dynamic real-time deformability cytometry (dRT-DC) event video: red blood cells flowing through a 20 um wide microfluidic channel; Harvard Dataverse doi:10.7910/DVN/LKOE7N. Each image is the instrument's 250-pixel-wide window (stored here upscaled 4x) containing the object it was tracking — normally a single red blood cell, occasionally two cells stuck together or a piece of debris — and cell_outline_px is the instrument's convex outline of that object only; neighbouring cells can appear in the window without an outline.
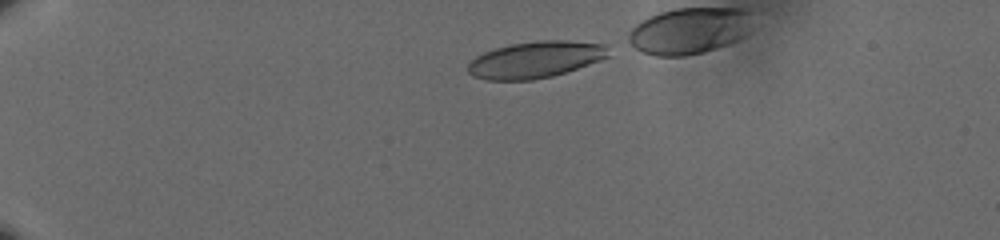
{"species": "human", "species_latin": "Homo sapiens", "temperature_condition": "cold", "stored_images_in_passage": 40, "camera_frame_rate_fps": 3000, "um_per_image_px": 0.085, "donor": {"sex": "male"}, "frame": {"image": 1, "passage_image": 1, "time_ms": 0.0, "image_size_px": [1000, 240], "cell_outline_px": [[608, 56], [600, 60], [552, 76], [532, 80], [484, 80], [472, 76], [468, 72], [468, 64], [476, 56], [484, 52], [496, 48], [512, 44], [536, 40], [568, 40], [604, 44]], "centroid_in_image_um": [45.46, 5.07], "position_along_channel_um": 39.5, "area_um2": 29.71}}
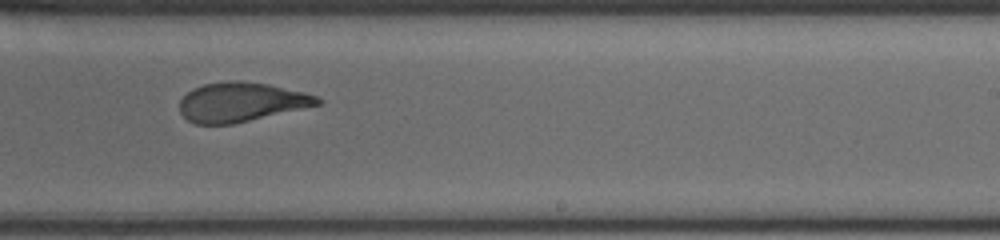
{"frame": {"image": 2, "passage_image": 26, "time_ms": 8.333, "image_size_px": [1000, 240], "cell_outline_px": [[324, 100], [320, 104], [232, 124], [196, 124], [188, 120], [180, 112], [180, 100], [192, 88], [204, 84], [236, 80], [240, 80], [268, 84], [304, 92], [316, 96]], "centroid_in_image_um": [20.48, 8.67], "position_along_channel_um": 268.5, "area_um2": 31.27}}
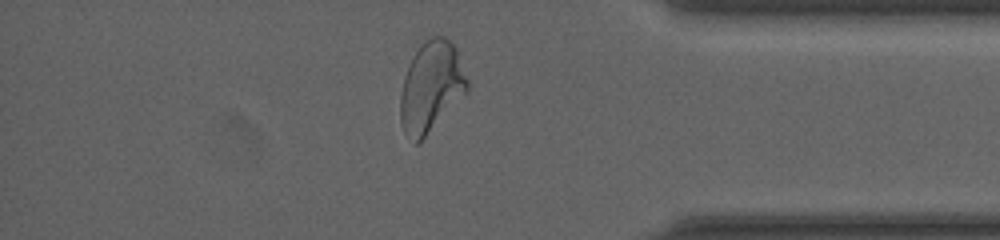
{"frame": {"image": 3, "passage_image": 38, "time_ms": 12.333, "image_size_px": [1000, 240], "cell_outline_px": [[468, 92], [416, 144], [404, 132], [400, 120], [400, 96], [404, 76], [412, 56], [432, 36], [444, 36], [452, 40], [456, 48], [468, 80]], "centroid_in_image_um": [36.66, 7.36], "position_along_channel_um": 398.5, "area_um2": 34.85}}